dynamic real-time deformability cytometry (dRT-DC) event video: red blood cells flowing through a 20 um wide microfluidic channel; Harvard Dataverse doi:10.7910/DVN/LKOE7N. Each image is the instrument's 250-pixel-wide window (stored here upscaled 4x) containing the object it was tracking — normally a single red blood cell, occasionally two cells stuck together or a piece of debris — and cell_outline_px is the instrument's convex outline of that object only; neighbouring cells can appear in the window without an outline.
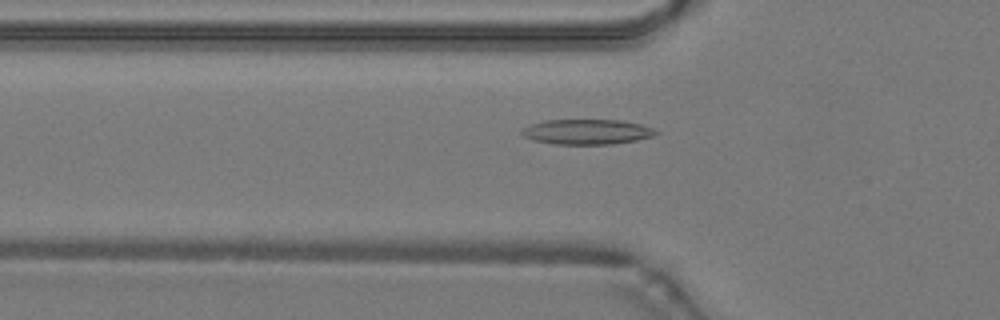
{"species": "common noctule bat (a hibernating species)", "species_latin": "Nyctalus noctula", "temperature_condition": "warm", "stored_images_in_passage": 43, "camera_frame_rate_fps": 3000, "um_per_image_px": 0.085, "animal": {"sex": "male", "body_mass_g": 19.2, "forearm_length_mm": 51.8}, "frame": {"image": 1, "passage_image": 11, "time_ms": 3.333, "image_size_px": [1000, 320], "cell_outline_px": [[660, 132], [652, 136], [636, 140], [612, 144], [556, 144], [532, 140], [524, 136], [520, 132], [524, 128], [532, 124], [544, 120], [620, 120], [640, 124], [652, 128]], "centroid_in_image_um": [49.89, 11.2], "position_along_channel_um": 75.9, "area_um2": 19.48}}
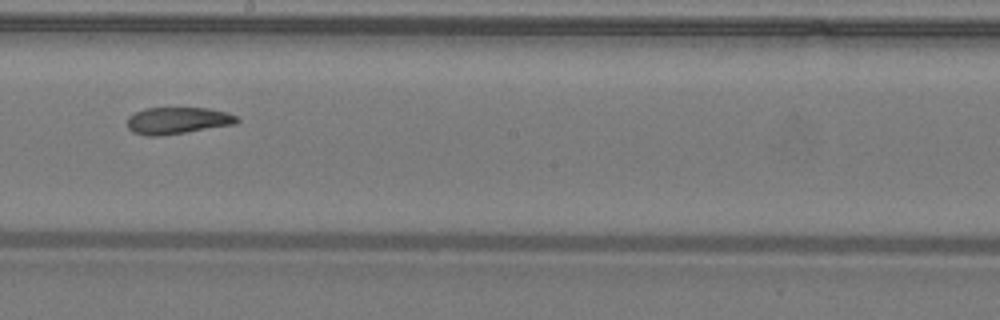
{"frame": {"image": 2, "passage_image": 22, "time_ms": 7.0, "image_size_px": [1000, 320], "cell_outline_px": [[240, 120], [236, 124], [160, 136], [144, 136], [132, 132], [128, 128], [128, 116], [144, 108], [208, 108], [228, 112], [236, 116]], "centroid_in_image_um": [15.09, 10.25], "position_along_channel_um": 233.1, "area_um2": 17.22}}
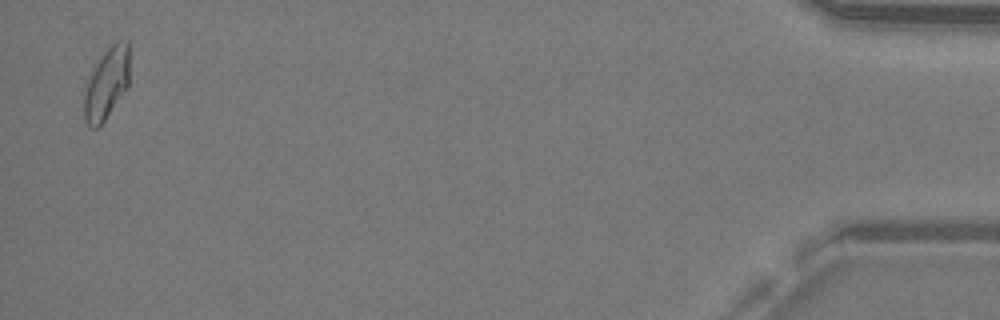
{"frame": {"image": 3, "passage_image": 42, "time_ms": 13.667, "image_size_px": [1000, 320], "cell_outline_px": [[128, 88], [104, 120], [96, 128], [88, 128], [84, 120], [84, 92], [88, 76], [104, 52], [116, 40], [128, 40]], "centroid_in_image_um": [9.04, 7.11], "position_along_channel_um": 426.2, "area_um2": 18.9}, "authors_computed_cell_mechanics": {"area_um2": 18.207, "velocity_mm_per_s": 4.2671, "shape_relaxation_time_tau1_ms": 11.0476, "shape_relaxation_time_tau2_ms": 3.9847, "deformation_change_tau1": 0.2417, "deformation_change_tau2": 0.1117}}